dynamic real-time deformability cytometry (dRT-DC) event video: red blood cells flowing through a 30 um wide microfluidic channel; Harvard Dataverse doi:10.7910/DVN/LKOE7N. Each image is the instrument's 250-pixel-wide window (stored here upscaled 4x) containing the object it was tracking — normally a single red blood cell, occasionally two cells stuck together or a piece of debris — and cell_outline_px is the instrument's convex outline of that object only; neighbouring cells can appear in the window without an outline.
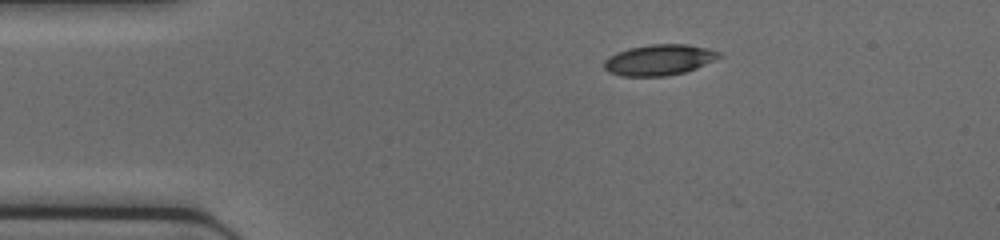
{"species": "common noctule bat (a hibernating species)", "species_latin": "Nyctalus noctula", "temperature_condition": "cold", "stored_images_in_passage": 2, "camera_frame_rate_fps": 3000, "um_per_image_px": 0.085, "animal": {"sex": "female", "body_mass_g": 17.0, "forearm_length_mm": 48.0}, "frame": {"image": 1, "passage_image": 1, "time_ms": 0.0, "image_size_px": [1000, 240], "cell_outline_px": [[724, 56], [696, 68], [684, 72], [668, 76], [620, 76], [608, 72], [604, 68], [604, 60], [608, 56], [616, 52], [628, 48], [652, 44], [688, 44], [708, 48], [720, 52]], "centroid_in_image_um": [56.02, 5.09], "position_along_channel_um": 29.0, "area_um2": 20.87}}